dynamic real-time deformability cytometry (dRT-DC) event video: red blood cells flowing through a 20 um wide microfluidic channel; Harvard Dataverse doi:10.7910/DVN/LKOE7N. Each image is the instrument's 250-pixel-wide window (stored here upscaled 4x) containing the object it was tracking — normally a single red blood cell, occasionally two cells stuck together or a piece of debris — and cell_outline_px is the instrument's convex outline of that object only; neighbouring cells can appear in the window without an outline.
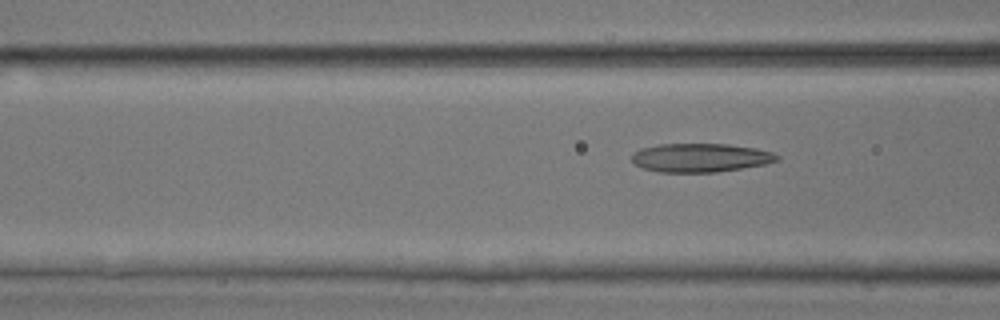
{"species": "common noctule bat (a hibernating species)", "species_latin": "Nyctalus noctula", "temperature_condition": "room temperature", "stored_images_in_passage": 6, "camera_frame_rate_fps": 3000, "um_per_image_px": 0.085, "animal": {"sex": "male", "body_mass_g": 17.9, "forearm_length_mm": 54.2}, "frame": {"image": 1, "passage_image": 6, "time_ms": 1.667, "image_size_px": [1000, 320], "cell_outline_px": [[780, 160], [764, 164], [716, 172], [660, 172], [644, 168], [636, 164], [632, 160], [632, 152], [640, 148], [656, 144], [728, 144], [756, 148], [772, 152], [780, 156]], "centroid_in_image_um": [59.53, 13.39], "position_along_channel_um": 107.1, "area_um2": 24.28}}